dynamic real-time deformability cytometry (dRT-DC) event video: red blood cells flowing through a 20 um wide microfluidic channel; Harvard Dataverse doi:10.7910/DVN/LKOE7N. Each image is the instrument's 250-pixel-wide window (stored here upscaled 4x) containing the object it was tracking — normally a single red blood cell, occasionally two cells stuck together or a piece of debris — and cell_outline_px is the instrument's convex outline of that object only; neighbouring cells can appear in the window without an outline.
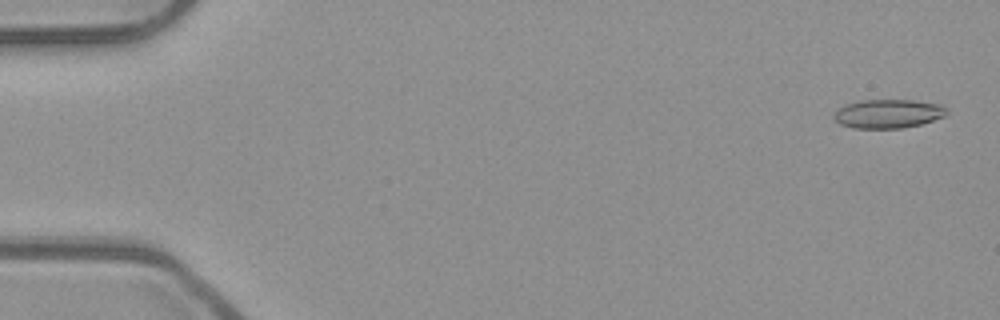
{"species": "common noctule bat (a hibernating species)", "species_latin": "Nyctalus noctula", "temperature_condition": "room temperature", "stored_images_in_passage": 17, "camera_frame_rate_fps": 3000, "um_per_image_px": 0.085, "animal": {"sex": "male", "body_mass_g": 23.1, "forearm_length_mm": 52.7}, "frame": {"image": 1, "passage_image": 2, "time_ms": 0.333, "image_size_px": [1000, 320], "cell_outline_px": [[948, 112], [944, 116], [920, 124], [900, 128], [852, 128], [840, 124], [832, 116], [844, 104], [860, 100], [916, 100], [944, 104], [948, 108]], "centroid_in_image_um": [75.52, 9.65], "position_along_channel_um": 9.5, "area_um2": 19.07}}
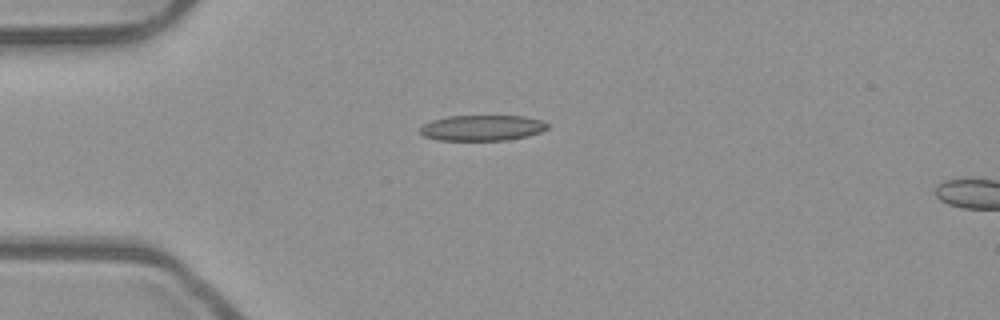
{"frame": {"image": 2, "passage_image": 14, "time_ms": 4.333, "image_size_px": [1000, 320], "cell_outline_px": [[548, 128], [540, 132], [528, 136], [508, 140], [440, 140], [424, 136], [420, 132], [420, 128], [424, 124], [432, 120], [448, 116], [524, 116], [540, 120], [548, 124]], "centroid_in_image_um": [40.99, 10.87], "position_along_channel_um": 44.0, "area_um2": 18.96}}